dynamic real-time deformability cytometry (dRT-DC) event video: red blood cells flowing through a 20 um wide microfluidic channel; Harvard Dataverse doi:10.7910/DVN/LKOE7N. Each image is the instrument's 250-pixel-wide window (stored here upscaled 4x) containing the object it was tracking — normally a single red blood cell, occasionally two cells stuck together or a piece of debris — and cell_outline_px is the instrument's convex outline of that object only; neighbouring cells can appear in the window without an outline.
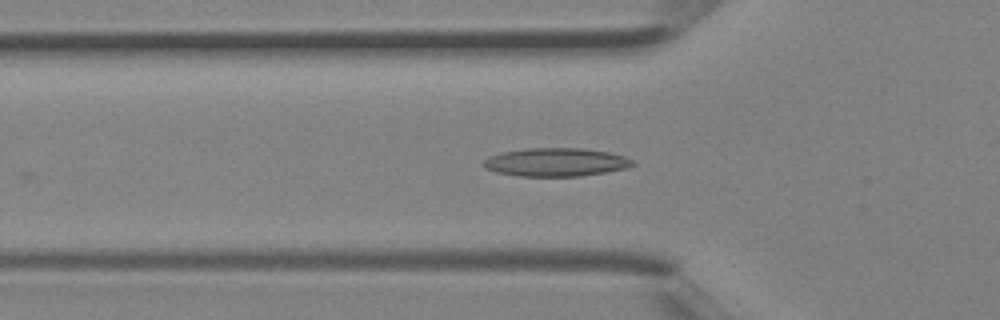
{"species": "Egyptian fruit bat (a non-hibernating species)", "species_latin": "Rousettus aegyptiacus", "temperature_condition": "room temperature", "stored_images_in_passage": 3, "camera_frame_rate_fps": 3000, "um_per_image_px": 0.085, "animal": {"sex": "female"}, "frame": {"image": 1, "passage_image": 3, "time_ms": 0.667, "image_size_px": [1000, 320], "cell_outline_px": [[636, 164], [624, 168], [604, 172], [580, 176], [520, 176], [496, 172], [484, 168], [484, 160], [488, 156], [500, 152], [524, 148], [584, 148], [608, 152], [624, 156], [632, 160]], "centroid_in_image_um": [47.21, 13.77], "position_along_channel_um": 78.6, "area_um2": 24.62}}